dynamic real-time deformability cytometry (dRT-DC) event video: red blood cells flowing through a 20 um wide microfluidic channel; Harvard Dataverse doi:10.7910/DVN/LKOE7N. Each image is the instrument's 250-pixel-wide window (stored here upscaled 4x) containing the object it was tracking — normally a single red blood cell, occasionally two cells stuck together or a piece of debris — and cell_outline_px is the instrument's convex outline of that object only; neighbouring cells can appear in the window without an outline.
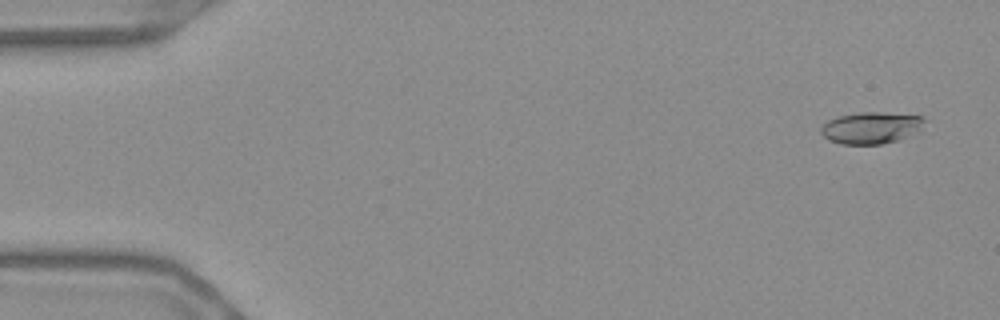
{"species": "Egyptian fruit bat (a non-hibernating species)", "species_latin": "Rousettus aegyptiacus", "temperature_condition": "warm", "stored_images_in_passage": 52, "camera_frame_rate_fps": 3000, "um_per_image_px": 0.085, "frame": {"image": 1, "passage_image": 3, "time_ms": 0.667, "image_size_px": [1000, 320], "cell_outline_px": [[924, 120], [920, 132], [900, 140], [884, 144], [840, 144], [828, 140], [820, 132], [820, 128], [828, 120], [840, 116], [860, 112], [884, 112], [924, 116]], "centroid_in_image_um": [74.08, 10.87], "position_along_channel_um": 10.9, "area_um2": 19.42}}
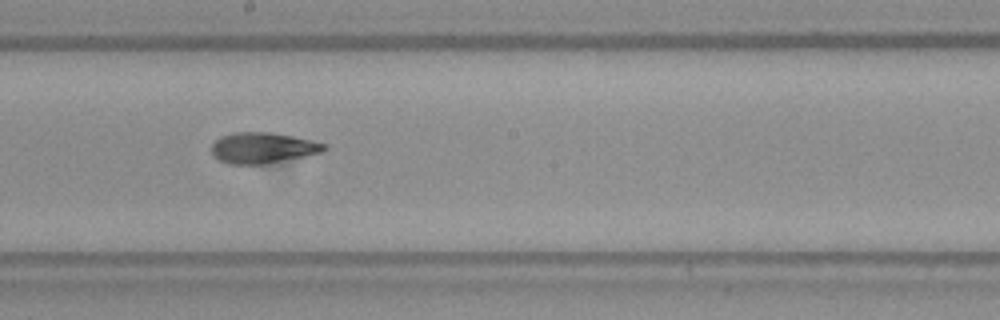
{"frame": {"image": 2, "passage_image": 31, "time_ms": 10.0, "image_size_px": [1000, 320], "cell_outline_px": [[328, 148], [320, 152], [304, 156], [264, 164], [228, 164], [212, 156], [212, 144], [220, 136], [232, 132], [272, 132], [312, 140], [328, 144]], "centroid_in_image_um": [22.32, 12.56], "position_along_channel_um": 225.9, "area_um2": 20.29}}
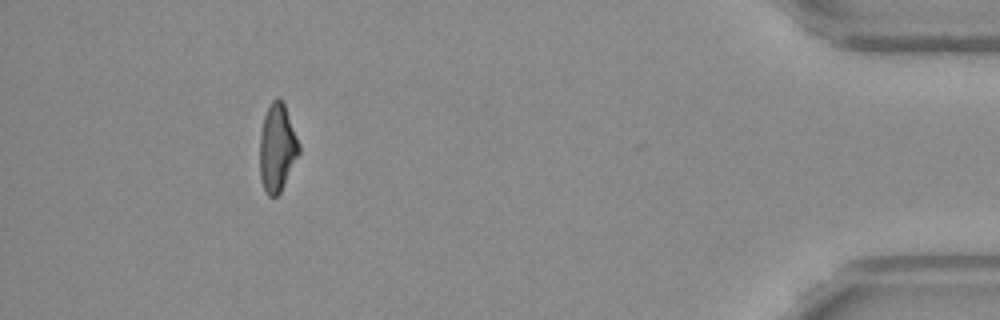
{"frame": {"image": 3, "passage_image": 51, "time_ms": 16.667, "image_size_px": [1000, 320], "cell_outline_px": [[300, 152], [280, 192], [276, 196], [268, 196], [260, 180], [260, 136], [264, 116], [272, 100], [280, 100], [284, 104], [300, 144]], "centroid_in_image_um": [23.56, 12.59], "position_along_channel_um": 411.6, "area_um2": 19.71}, "authors_computed_cell_mechanics": {"area_um2": 20.1722, "velocity_mm_per_s": 3.6981, "shape_relaxation_time_tau1_ms": 9.9377, "shape_relaxation_time_tau2_ms": 2.6231, "deformation_change_tau1": 0.2565, "deformation_change_tau2": 0.0937}}